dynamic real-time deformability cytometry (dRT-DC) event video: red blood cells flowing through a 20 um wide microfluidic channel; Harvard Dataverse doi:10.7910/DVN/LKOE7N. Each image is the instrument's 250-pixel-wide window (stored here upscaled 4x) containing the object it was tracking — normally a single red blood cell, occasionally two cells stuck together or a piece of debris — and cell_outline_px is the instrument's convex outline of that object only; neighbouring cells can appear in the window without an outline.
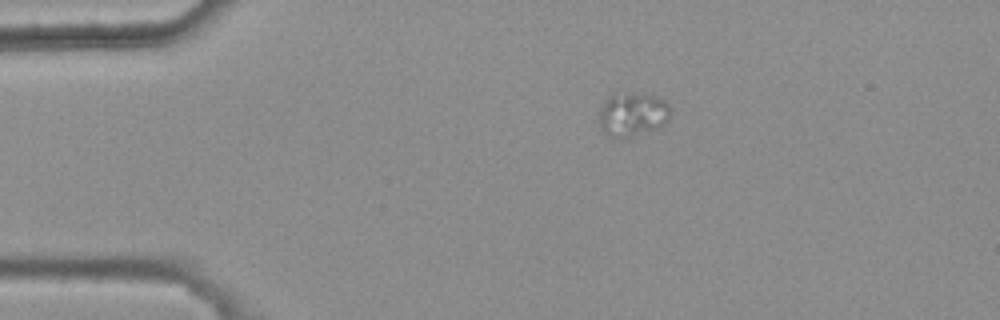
{"species": "common noctule bat (a hibernating species)", "species_latin": "Nyctalus noctula", "temperature_condition": "warm", "stored_images_in_passage": 6, "camera_frame_rate_fps": 3000, "um_per_image_px": 0.085, "animal": {"sex": "female", "body_mass_g": 25.1}, "frame": {"image": 1, "passage_image": 1, "time_ms": 0.0, "image_size_px": [1000, 320], "cell_outline_px": [[668, 120], [664, 124], [656, 128], [632, 136], [616, 140], [608, 136], [600, 128], [600, 112], [608, 96], [612, 92], [628, 92], [656, 96], [664, 100], [668, 104]], "centroid_in_image_um": [53.72, 9.72], "position_along_channel_um": 31.3, "area_um2": 18.26}}